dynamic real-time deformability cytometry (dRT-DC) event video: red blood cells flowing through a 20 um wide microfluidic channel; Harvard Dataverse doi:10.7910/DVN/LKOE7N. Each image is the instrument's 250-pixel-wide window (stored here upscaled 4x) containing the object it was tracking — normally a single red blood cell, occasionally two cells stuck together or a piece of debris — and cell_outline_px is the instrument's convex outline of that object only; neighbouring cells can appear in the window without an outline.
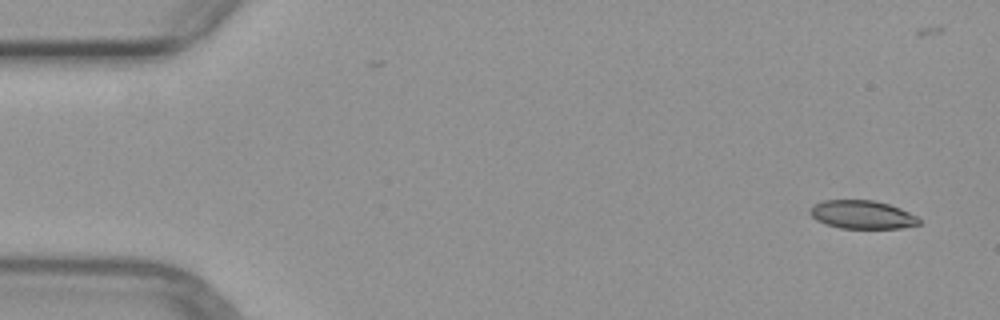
{"species": "common noctule bat (a hibernating species)", "species_latin": "Nyctalus noctula", "temperature_condition": "warm", "stored_images_in_passage": 6, "camera_frame_rate_fps": 3000, "um_per_image_px": 0.085, "animal": {"sex": "female", "body_mass_g": 29.2, "forearm_length_mm": 56.3}, "frame": {"image": 1, "passage_image": 1, "time_ms": 0.0, "image_size_px": [1000, 320], "cell_outline_px": [[920, 224], [900, 228], [840, 228], [824, 224], [816, 220], [808, 212], [816, 204], [824, 200], [872, 200], [888, 204], [900, 208], [916, 216], [920, 220]], "centroid_in_image_um": [73.27, 18.25], "position_along_channel_um": 11.7, "area_um2": 17.86}}
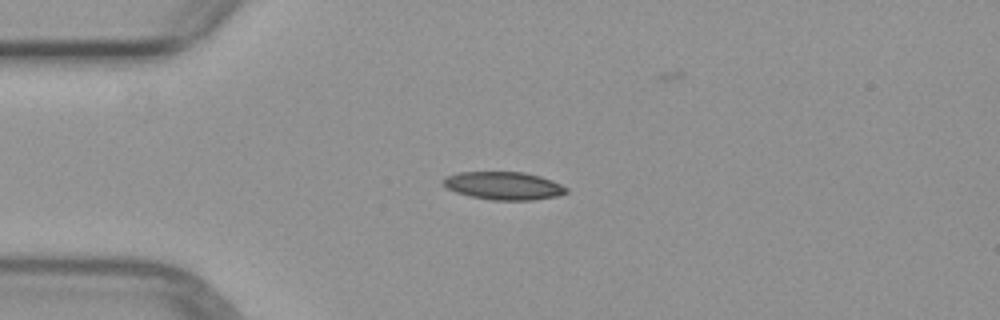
{"frame": {"image": 2, "passage_image": 4, "time_ms": 3.333, "image_size_px": [1000, 320], "cell_outline_px": [[568, 192], [556, 196], [532, 200], [492, 200], [472, 196], [456, 192], [448, 188], [440, 180], [444, 176], [456, 172], [524, 172], [540, 176], [552, 180], [568, 188]], "centroid_in_image_um": [42.79, 15.77], "position_along_channel_um": 42.2, "area_um2": 20.06}}
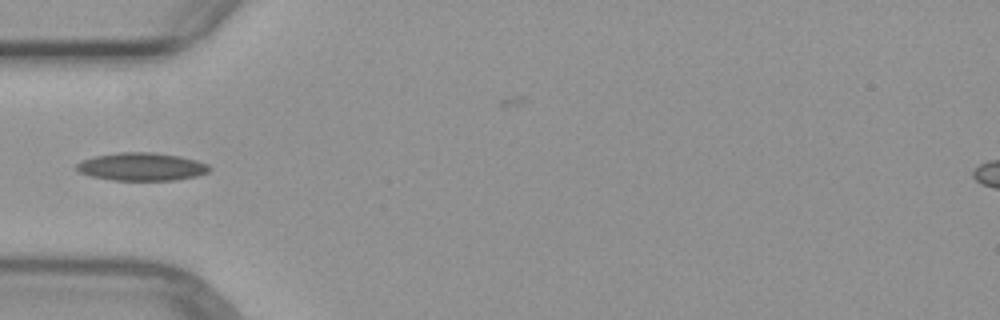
{"frame": {"image": 3, "passage_image": 5, "time_ms": 4.667, "image_size_px": [1000, 320], "cell_outline_px": [[212, 168], [208, 172], [196, 176], [176, 180], [112, 180], [88, 176], [80, 172], [76, 168], [76, 164], [84, 160], [96, 156], [120, 152], [152, 152], [180, 156], [196, 160], [208, 164]], "centroid_in_image_um": [12.06, 14.17], "position_along_channel_um": 72.9, "area_um2": 21.62}}